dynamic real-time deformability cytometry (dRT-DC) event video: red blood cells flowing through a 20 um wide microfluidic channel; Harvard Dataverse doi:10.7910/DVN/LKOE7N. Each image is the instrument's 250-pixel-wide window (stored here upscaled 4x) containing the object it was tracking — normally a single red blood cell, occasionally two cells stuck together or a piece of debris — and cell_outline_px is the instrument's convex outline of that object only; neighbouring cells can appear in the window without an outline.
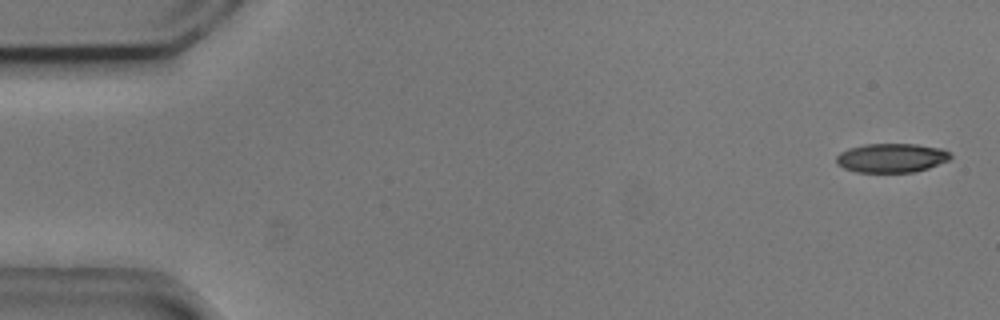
{"species": "common noctule bat (a hibernating species)", "species_latin": "Nyctalus noctula", "temperature_condition": "cold", "stored_images_in_passage": 5, "camera_frame_rate_fps": 3000, "um_per_image_px": 0.085, "animal": {"sex": "male", "body_mass_g": 20.5, "forearm_length_mm": 52.5}, "frame": {"image": 1, "passage_image": 1, "time_ms": 0.0, "image_size_px": [1000, 320], "cell_outline_px": [[952, 156], [948, 160], [928, 168], [912, 172], [856, 172], [844, 168], [836, 164], [836, 156], [840, 152], [848, 148], [864, 144], [916, 144], [940, 148], [948, 152]], "centroid_in_image_um": [75.73, 13.42], "position_along_channel_um": 9.3, "area_um2": 19.31}}